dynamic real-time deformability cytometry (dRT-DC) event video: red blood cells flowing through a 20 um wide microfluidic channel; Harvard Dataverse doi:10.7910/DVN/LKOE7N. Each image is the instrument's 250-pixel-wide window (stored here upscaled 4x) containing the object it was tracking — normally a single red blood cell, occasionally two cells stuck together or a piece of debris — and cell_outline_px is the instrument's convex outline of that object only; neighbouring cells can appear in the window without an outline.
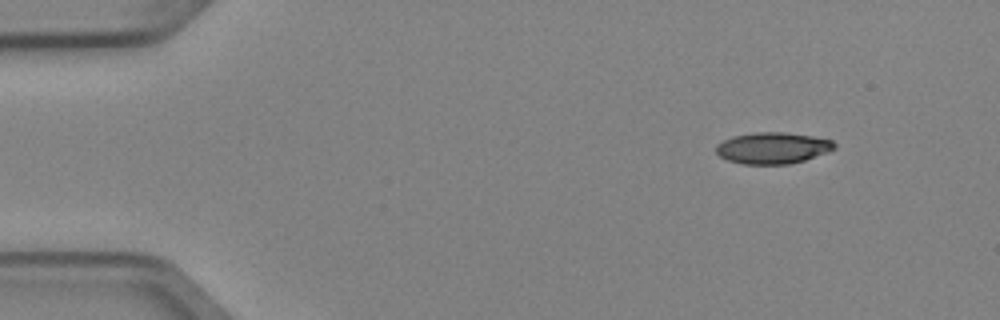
{"species": "Egyptian fruit bat (a non-hibernating species)", "species_latin": "Rousettus aegyptiacus", "temperature_condition": "cold", "stored_images_in_passage": 4, "camera_frame_rate_fps": 3000, "um_per_image_px": 0.085, "animal": {"sex": "female"}, "frame": {"image": 1, "passage_image": 1, "time_ms": 0.0, "image_size_px": [1000, 320], "cell_outline_px": [[836, 148], [828, 152], [804, 160], [788, 164], [744, 164], [728, 160], [720, 156], [716, 152], [716, 144], [732, 136], [756, 132], [784, 132], [812, 136], [832, 140], [836, 144]], "centroid_in_image_um": [65.68, 12.57], "position_along_channel_um": 19.3, "area_um2": 21.62}}
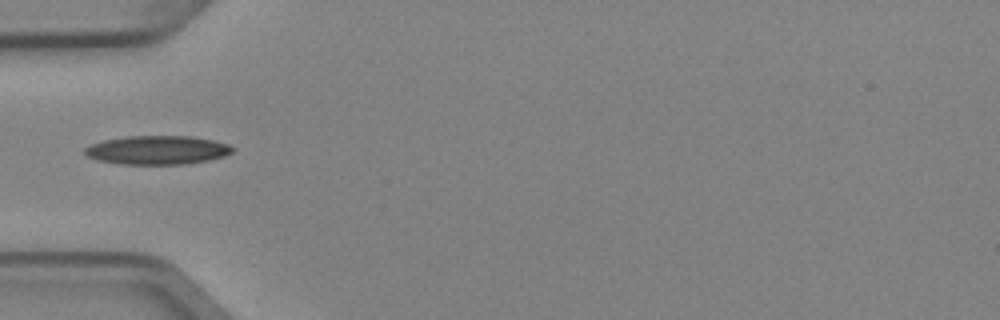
{"frame": {"image": 2, "passage_image": 4, "time_ms": 1.0, "image_size_px": [1000, 320], "cell_outline_px": [[232, 152], [224, 156], [208, 160], [184, 164], [120, 164], [96, 160], [88, 156], [84, 152], [84, 148], [92, 144], [104, 140], [128, 136], [192, 136], [212, 140], [228, 144], [232, 148]], "centroid_in_image_um": [13.35, 12.75], "position_along_channel_um": 71.7, "area_um2": 24.62}}